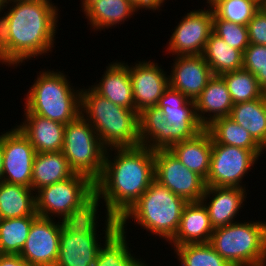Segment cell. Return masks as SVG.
<instances>
[{"mask_svg": "<svg viewBox=\"0 0 266 266\" xmlns=\"http://www.w3.org/2000/svg\"><path fill=\"white\" fill-rule=\"evenodd\" d=\"M154 156L141 145L106 149L102 174L94 183L96 211L102 199L106 215L119 220L155 180Z\"/></svg>", "mask_w": 266, "mask_h": 266, "instance_id": "6da1fadb", "label": "cell"}, {"mask_svg": "<svg viewBox=\"0 0 266 266\" xmlns=\"http://www.w3.org/2000/svg\"><path fill=\"white\" fill-rule=\"evenodd\" d=\"M4 8H8L4 13L10 30V66L52 52L59 22L52 0H10Z\"/></svg>", "mask_w": 266, "mask_h": 266, "instance_id": "7a4b0ae2", "label": "cell"}, {"mask_svg": "<svg viewBox=\"0 0 266 266\" xmlns=\"http://www.w3.org/2000/svg\"><path fill=\"white\" fill-rule=\"evenodd\" d=\"M88 88L81 89V115L94 128L101 144L106 149L140 146L136 110L116 105Z\"/></svg>", "mask_w": 266, "mask_h": 266, "instance_id": "3957f363", "label": "cell"}, {"mask_svg": "<svg viewBox=\"0 0 266 266\" xmlns=\"http://www.w3.org/2000/svg\"><path fill=\"white\" fill-rule=\"evenodd\" d=\"M188 202L154 180L133 206L118 220L126 234L127 223L133 219L152 235L170 241L178 231L183 209ZM128 221V222H127Z\"/></svg>", "mask_w": 266, "mask_h": 266, "instance_id": "277c9868", "label": "cell"}, {"mask_svg": "<svg viewBox=\"0 0 266 266\" xmlns=\"http://www.w3.org/2000/svg\"><path fill=\"white\" fill-rule=\"evenodd\" d=\"M34 81L24 98L30 113L65 125L81 115V89L75 90L63 71L45 69Z\"/></svg>", "mask_w": 266, "mask_h": 266, "instance_id": "5b68a950", "label": "cell"}, {"mask_svg": "<svg viewBox=\"0 0 266 266\" xmlns=\"http://www.w3.org/2000/svg\"><path fill=\"white\" fill-rule=\"evenodd\" d=\"M36 192V213L40 217L52 219L55 215L60 221L76 222L96 212L94 182L87 176L74 174Z\"/></svg>", "mask_w": 266, "mask_h": 266, "instance_id": "8992f818", "label": "cell"}, {"mask_svg": "<svg viewBox=\"0 0 266 266\" xmlns=\"http://www.w3.org/2000/svg\"><path fill=\"white\" fill-rule=\"evenodd\" d=\"M213 230L209 243L231 266H266V221H248Z\"/></svg>", "mask_w": 266, "mask_h": 266, "instance_id": "52a82bcc", "label": "cell"}, {"mask_svg": "<svg viewBox=\"0 0 266 266\" xmlns=\"http://www.w3.org/2000/svg\"><path fill=\"white\" fill-rule=\"evenodd\" d=\"M98 212L81 221L63 223L55 266H94L100 247L119 228L116 218L105 215V236L100 243L102 238L96 232Z\"/></svg>", "mask_w": 266, "mask_h": 266, "instance_id": "ba28073f", "label": "cell"}, {"mask_svg": "<svg viewBox=\"0 0 266 266\" xmlns=\"http://www.w3.org/2000/svg\"><path fill=\"white\" fill-rule=\"evenodd\" d=\"M61 152L75 174L87 176L94 183L100 178L106 148L82 115L65 126Z\"/></svg>", "mask_w": 266, "mask_h": 266, "instance_id": "9c48e42d", "label": "cell"}, {"mask_svg": "<svg viewBox=\"0 0 266 266\" xmlns=\"http://www.w3.org/2000/svg\"><path fill=\"white\" fill-rule=\"evenodd\" d=\"M258 159L251 150L212 143L206 186L245 188L242 181Z\"/></svg>", "mask_w": 266, "mask_h": 266, "instance_id": "30bf717a", "label": "cell"}, {"mask_svg": "<svg viewBox=\"0 0 266 266\" xmlns=\"http://www.w3.org/2000/svg\"><path fill=\"white\" fill-rule=\"evenodd\" d=\"M155 180L187 202L201 200L206 189L205 179L186 168L170 150H156Z\"/></svg>", "mask_w": 266, "mask_h": 266, "instance_id": "8fae6325", "label": "cell"}, {"mask_svg": "<svg viewBox=\"0 0 266 266\" xmlns=\"http://www.w3.org/2000/svg\"><path fill=\"white\" fill-rule=\"evenodd\" d=\"M4 133V134H3ZM1 132L3 182L32 188V170L36 150L17 126Z\"/></svg>", "mask_w": 266, "mask_h": 266, "instance_id": "7c38bea8", "label": "cell"}, {"mask_svg": "<svg viewBox=\"0 0 266 266\" xmlns=\"http://www.w3.org/2000/svg\"><path fill=\"white\" fill-rule=\"evenodd\" d=\"M207 7L185 14L168 40V53L176 57L203 54L213 31V11L210 6Z\"/></svg>", "mask_w": 266, "mask_h": 266, "instance_id": "4fadbf2b", "label": "cell"}, {"mask_svg": "<svg viewBox=\"0 0 266 266\" xmlns=\"http://www.w3.org/2000/svg\"><path fill=\"white\" fill-rule=\"evenodd\" d=\"M157 106L171 125L170 148L178 142L195 137L204 129L196 115L195 101L189 100L180 91L168 87Z\"/></svg>", "mask_w": 266, "mask_h": 266, "instance_id": "5bb4252c", "label": "cell"}, {"mask_svg": "<svg viewBox=\"0 0 266 266\" xmlns=\"http://www.w3.org/2000/svg\"><path fill=\"white\" fill-rule=\"evenodd\" d=\"M38 216L30 227L20 256L30 265L55 266L60 244L63 221Z\"/></svg>", "mask_w": 266, "mask_h": 266, "instance_id": "9a60e30c", "label": "cell"}, {"mask_svg": "<svg viewBox=\"0 0 266 266\" xmlns=\"http://www.w3.org/2000/svg\"><path fill=\"white\" fill-rule=\"evenodd\" d=\"M166 73L162 66L150 60L129 65L134 110L138 114L146 108L157 106L160 97L169 87Z\"/></svg>", "mask_w": 266, "mask_h": 266, "instance_id": "2e32d148", "label": "cell"}, {"mask_svg": "<svg viewBox=\"0 0 266 266\" xmlns=\"http://www.w3.org/2000/svg\"><path fill=\"white\" fill-rule=\"evenodd\" d=\"M168 75L169 87L195 101L214 76L203 55L177 56ZM173 68V69H172Z\"/></svg>", "mask_w": 266, "mask_h": 266, "instance_id": "e0dca14e", "label": "cell"}, {"mask_svg": "<svg viewBox=\"0 0 266 266\" xmlns=\"http://www.w3.org/2000/svg\"><path fill=\"white\" fill-rule=\"evenodd\" d=\"M246 196L245 188L206 186L200 201L208 211L212 228L217 229L237 222L234 219L237 213L239 215ZM208 198L211 199L209 202Z\"/></svg>", "mask_w": 266, "mask_h": 266, "instance_id": "ac0fdd59", "label": "cell"}, {"mask_svg": "<svg viewBox=\"0 0 266 266\" xmlns=\"http://www.w3.org/2000/svg\"><path fill=\"white\" fill-rule=\"evenodd\" d=\"M18 129L29 139L37 153L60 152L63 147L65 124L30 113Z\"/></svg>", "mask_w": 266, "mask_h": 266, "instance_id": "d6986e66", "label": "cell"}, {"mask_svg": "<svg viewBox=\"0 0 266 266\" xmlns=\"http://www.w3.org/2000/svg\"><path fill=\"white\" fill-rule=\"evenodd\" d=\"M233 105L226 82L215 75L195 100L196 115L204 128L216 119L229 116Z\"/></svg>", "mask_w": 266, "mask_h": 266, "instance_id": "ffe728a7", "label": "cell"}, {"mask_svg": "<svg viewBox=\"0 0 266 266\" xmlns=\"http://www.w3.org/2000/svg\"><path fill=\"white\" fill-rule=\"evenodd\" d=\"M208 211L201 201L188 202L182 212L178 231L169 241L172 247L208 243L213 233Z\"/></svg>", "mask_w": 266, "mask_h": 266, "instance_id": "44dd1931", "label": "cell"}, {"mask_svg": "<svg viewBox=\"0 0 266 266\" xmlns=\"http://www.w3.org/2000/svg\"><path fill=\"white\" fill-rule=\"evenodd\" d=\"M99 83L91 87L101 96L107 98L116 105L134 110L132 84L128 63L111 62Z\"/></svg>", "mask_w": 266, "mask_h": 266, "instance_id": "7402d4cb", "label": "cell"}, {"mask_svg": "<svg viewBox=\"0 0 266 266\" xmlns=\"http://www.w3.org/2000/svg\"><path fill=\"white\" fill-rule=\"evenodd\" d=\"M81 10L88 19L92 29L103 30L105 28L121 26L125 21L138 12L129 0H81ZM83 6V7H82ZM127 19V20H126ZM123 22V23H122Z\"/></svg>", "mask_w": 266, "mask_h": 266, "instance_id": "603a6c76", "label": "cell"}, {"mask_svg": "<svg viewBox=\"0 0 266 266\" xmlns=\"http://www.w3.org/2000/svg\"><path fill=\"white\" fill-rule=\"evenodd\" d=\"M189 170L207 178L211 153L212 137L204 128L195 137L176 143L169 149Z\"/></svg>", "mask_w": 266, "mask_h": 266, "instance_id": "cb8c5ba5", "label": "cell"}, {"mask_svg": "<svg viewBox=\"0 0 266 266\" xmlns=\"http://www.w3.org/2000/svg\"><path fill=\"white\" fill-rule=\"evenodd\" d=\"M74 174L61 151L36 153L32 170V189L36 193L42 187L69 179Z\"/></svg>", "mask_w": 266, "mask_h": 266, "instance_id": "d4e9b609", "label": "cell"}, {"mask_svg": "<svg viewBox=\"0 0 266 266\" xmlns=\"http://www.w3.org/2000/svg\"><path fill=\"white\" fill-rule=\"evenodd\" d=\"M171 125L158 106L149 107L139 113L140 145L156 150L170 149Z\"/></svg>", "mask_w": 266, "mask_h": 266, "instance_id": "484cf974", "label": "cell"}, {"mask_svg": "<svg viewBox=\"0 0 266 266\" xmlns=\"http://www.w3.org/2000/svg\"><path fill=\"white\" fill-rule=\"evenodd\" d=\"M229 117L246 129L266 152V95L234 104Z\"/></svg>", "mask_w": 266, "mask_h": 266, "instance_id": "4316f807", "label": "cell"}, {"mask_svg": "<svg viewBox=\"0 0 266 266\" xmlns=\"http://www.w3.org/2000/svg\"><path fill=\"white\" fill-rule=\"evenodd\" d=\"M32 188L7 182L0 183V215L2 219L38 216Z\"/></svg>", "mask_w": 266, "mask_h": 266, "instance_id": "83f0119b", "label": "cell"}, {"mask_svg": "<svg viewBox=\"0 0 266 266\" xmlns=\"http://www.w3.org/2000/svg\"><path fill=\"white\" fill-rule=\"evenodd\" d=\"M205 129L210 133L212 143L251 150L258 158L264 154V149L251 137L249 132L229 116L214 120Z\"/></svg>", "mask_w": 266, "mask_h": 266, "instance_id": "f1b7e54d", "label": "cell"}, {"mask_svg": "<svg viewBox=\"0 0 266 266\" xmlns=\"http://www.w3.org/2000/svg\"><path fill=\"white\" fill-rule=\"evenodd\" d=\"M202 55L215 76L243 68V53L229 46L213 31Z\"/></svg>", "mask_w": 266, "mask_h": 266, "instance_id": "f546056e", "label": "cell"}, {"mask_svg": "<svg viewBox=\"0 0 266 266\" xmlns=\"http://www.w3.org/2000/svg\"><path fill=\"white\" fill-rule=\"evenodd\" d=\"M126 236L118 228L100 247L94 266H148L131 254Z\"/></svg>", "mask_w": 266, "mask_h": 266, "instance_id": "4dcf8cb0", "label": "cell"}, {"mask_svg": "<svg viewBox=\"0 0 266 266\" xmlns=\"http://www.w3.org/2000/svg\"><path fill=\"white\" fill-rule=\"evenodd\" d=\"M38 216L2 219L0 222V254H20L32 222Z\"/></svg>", "mask_w": 266, "mask_h": 266, "instance_id": "1f68e13d", "label": "cell"}, {"mask_svg": "<svg viewBox=\"0 0 266 266\" xmlns=\"http://www.w3.org/2000/svg\"><path fill=\"white\" fill-rule=\"evenodd\" d=\"M227 84L233 104L252 101L266 95L255 75L245 69L221 75Z\"/></svg>", "mask_w": 266, "mask_h": 266, "instance_id": "d6a6232c", "label": "cell"}, {"mask_svg": "<svg viewBox=\"0 0 266 266\" xmlns=\"http://www.w3.org/2000/svg\"><path fill=\"white\" fill-rule=\"evenodd\" d=\"M174 249L181 266H231L209 242L183 244Z\"/></svg>", "mask_w": 266, "mask_h": 266, "instance_id": "836d02e7", "label": "cell"}, {"mask_svg": "<svg viewBox=\"0 0 266 266\" xmlns=\"http://www.w3.org/2000/svg\"><path fill=\"white\" fill-rule=\"evenodd\" d=\"M262 5L258 0H216L210 7L220 19L247 26Z\"/></svg>", "mask_w": 266, "mask_h": 266, "instance_id": "e575fe53", "label": "cell"}, {"mask_svg": "<svg viewBox=\"0 0 266 266\" xmlns=\"http://www.w3.org/2000/svg\"><path fill=\"white\" fill-rule=\"evenodd\" d=\"M213 32L229 46L240 50L242 53L250 44L247 26L225 21L217 17L214 13Z\"/></svg>", "mask_w": 266, "mask_h": 266, "instance_id": "d590c367", "label": "cell"}, {"mask_svg": "<svg viewBox=\"0 0 266 266\" xmlns=\"http://www.w3.org/2000/svg\"><path fill=\"white\" fill-rule=\"evenodd\" d=\"M243 69L255 75L266 93V46L249 44L243 52Z\"/></svg>", "mask_w": 266, "mask_h": 266, "instance_id": "8d00e7d4", "label": "cell"}, {"mask_svg": "<svg viewBox=\"0 0 266 266\" xmlns=\"http://www.w3.org/2000/svg\"><path fill=\"white\" fill-rule=\"evenodd\" d=\"M247 29L250 44L266 46V5H262L254 14Z\"/></svg>", "mask_w": 266, "mask_h": 266, "instance_id": "74e56055", "label": "cell"}, {"mask_svg": "<svg viewBox=\"0 0 266 266\" xmlns=\"http://www.w3.org/2000/svg\"><path fill=\"white\" fill-rule=\"evenodd\" d=\"M3 11H0L2 13ZM0 63L10 66V30L6 14L0 15Z\"/></svg>", "mask_w": 266, "mask_h": 266, "instance_id": "f35d334b", "label": "cell"}, {"mask_svg": "<svg viewBox=\"0 0 266 266\" xmlns=\"http://www.w3.org/2000/svg\"><path fill=\"white\" fill-rule=\"evenodd\" d=\"M0 266H34V265H30L19 254H0Z\"/></svg>", "mask_w": 266, "mask_h": 266, "instance_id": "ab89813d", "label": "cell"}, {"mask_svg": "<svg viewBox=\"0 0 266 266\" xmlns=\"http://www.w3.org/2000/svg\"><path fill=\"white\" fill-rule=\"evenodd\" d=\"M131 5L138 11V10H162L159 9L163 5L160 0H129Z\"/></svg>", "mask_w": 266, "mask_h": 266, "instance_id": "60d3db41", "label": "cell"}, {"mask_svg": "<svg viewBox=\"0 0 266 266\" xmlns=\"http://www.w3.org/2000/svg\"><path fill=\"white\" fill-rule=\"evenodd\" d=\"M3 163H4V157H3L2 146L0 144V183L3 182Z\"/></svg>", "mask_w": 266, "mask_h": 266, "instance_id": "b9f144b4", "label": "cell"}, {"mask_svg": "<svg viewBox=\"0 0 266 266\" xmlns=\"http://www.w3.org/2000/svg\"><path fill=\"white\" fill-rule=\"evenodd\" d=\"M10 0H0V11H4V6L9 2Z\"/></svg>", "mask_w": 266, "mask_h": 266, "instance_id": "7bdbcfd3", "label": "cell"}, {"mask_svg": "<svg viewBox=\"0 0 266 266\" xmlns=\"http://www.w3.org/2000/svg\"><path fill=\"white\" fill-rule=\"evenodd\" d=\"M207 2L206 3H208V5L210 6L213 2H215L216 0H206Z\"/></svg>", "mask_w": 266, "mask_h": 266, "instance_id": "ee69618b", "label": "cell"}, {"mask_svg": "<svg viewBox=\"0 0 266 266\" xmlns=\"http://www.w3.org/2000/svg\"><path fill=\"white\" fill-rule=\"evenodd\" d=\"M260 3H262L263 5H266V0H258Z\"/></svg>", "mask_w": 266, "mask_h": 266, "instance_id": "f6af8a7d", "label": "cell"}]
</instances>
